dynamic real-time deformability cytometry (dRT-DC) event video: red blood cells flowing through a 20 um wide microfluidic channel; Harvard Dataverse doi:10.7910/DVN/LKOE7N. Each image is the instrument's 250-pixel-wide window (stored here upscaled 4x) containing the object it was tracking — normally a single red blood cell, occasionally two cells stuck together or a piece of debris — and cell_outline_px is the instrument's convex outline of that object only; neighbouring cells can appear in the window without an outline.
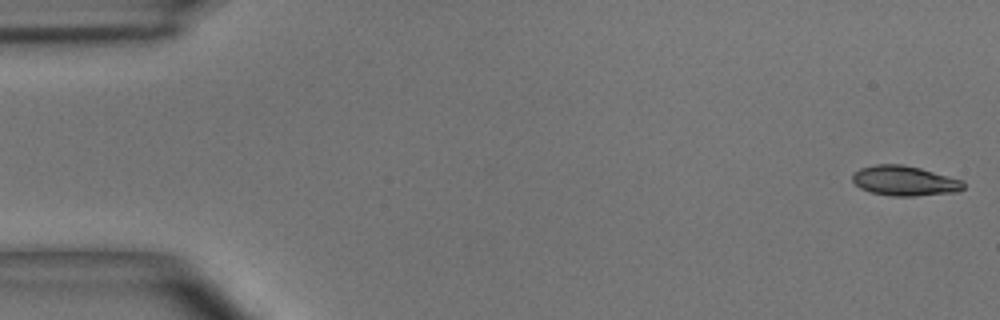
{"species": "common noctule bat (a hibernating species)", "species_latin": "Nyctalus noctula", "temperature_condition": "room temperature", "stored_images_in_passage": 50, "camera_frame_rate_fps": 3000, "um_per_image_px": 0.085, "animal": {"sex": "male", "body_mass_g": 15.6}, "frame": {"image": 1, "passage_image": 1, "time_ms": 0.0, "image_size_px": [1000, 320], "cell_outline_px": [[964, 188], [956, 192], [916, 196], [892, 196], [872, 192], [860, 188], [852, 180], [852, 176], [860, 168], [876, 164], [904, 164], [920, 168], [964, 180]], "centroid_in_image_um": [76.91, 15.36], "position_along_channel_um": 8.1, "area_um2": 19.36}}
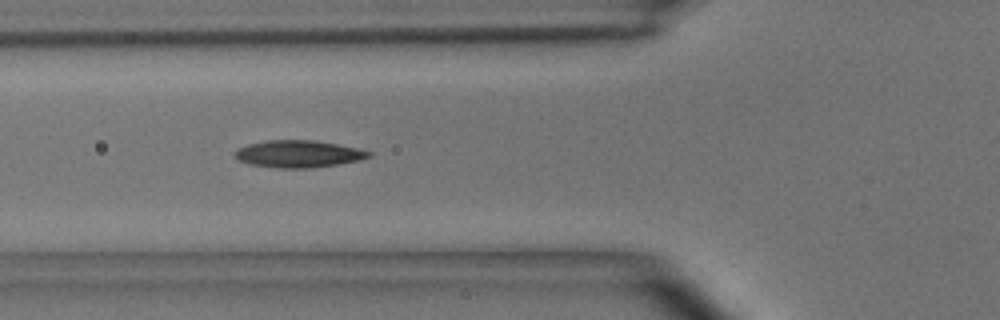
{"frame": {"image": 2, "passage_image": 18, "time_ms": 5.667, "image_size_px": [1000, 320], "cell_outline_px": [[372, 156], [360, 160], [340, 164], [312, 168], [276, 168], [248, 164], [232, 156], [240, 148], [248, 144], [268, 140], [316, 140], [356, 148], [372, 152]], "centroid_in_image_um": [25.38, 13.09], "position_along_channel_um": 100.4, "area_um2": 21.21}}
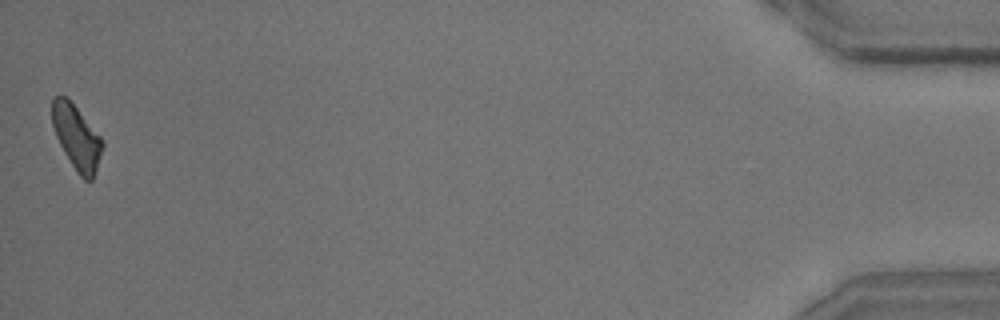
{"frame": {"image": 3, "passage_image": 50, "time_ms": 16.333, "image_size_px": [1000, 320], "cell_outline_px": [[104, 148], [96, 172], [92, 180], [84, 180], [80, 176], [64, 152], [56, 136], [52, 124], [52, 100], [56, 96], [68, 96], [104, 140]], "centroid_in_image_um": [6.54, 11.65], "position_along_channel_um": 428.7, "area_um2": 19.07}, "authors_computed_cell_mechanics": {"area_um2": 19.8254, "velocity_mm_per_s": 3.9406, "shape_relaxation_time_tau1_ms": 3.1689, "shape_relaxation_time_tau2_ms": 4.0598, "deformation_change_tau1": 0.1409, "deformation_change_tau2": 0.124}}